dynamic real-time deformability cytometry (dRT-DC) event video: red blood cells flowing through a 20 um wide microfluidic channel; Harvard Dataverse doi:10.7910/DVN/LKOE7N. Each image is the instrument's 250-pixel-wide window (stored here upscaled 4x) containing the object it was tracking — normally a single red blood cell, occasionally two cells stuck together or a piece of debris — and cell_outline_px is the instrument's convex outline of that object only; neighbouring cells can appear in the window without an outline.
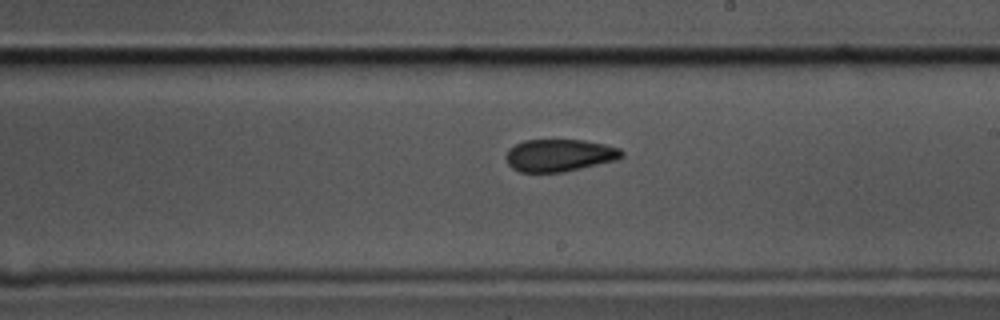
{"species": "common noctule bat (a hibernating species)", "species_latin": "Nyctalus noctula", "temperature_condition": "cold", "stored_images_in_passage": 58, "camera_frame_rate_fps": 3000, "um_per_image_px": 0.085, "animal": {"sex": "male", "body_mass_g": 17.5, "forearm_length_mm": 52.3}, "frame": {"image": 1, "passage_image": 33, "time_ms": 10.667, "image_size_px": [1000, 320], "cell_outline_px": [[624, 156], [616, 160], [564, 172], [520, 172], [512, 168], [508, 164], [504, 156], [508, 148], [524, 140], [584, 140], [604, 144], [620, 148], [624, 152]], "centroid_in_image_um": [47.53, 13.2], "position_along_channel_um": 241.5, "area_um2": 21.96}}
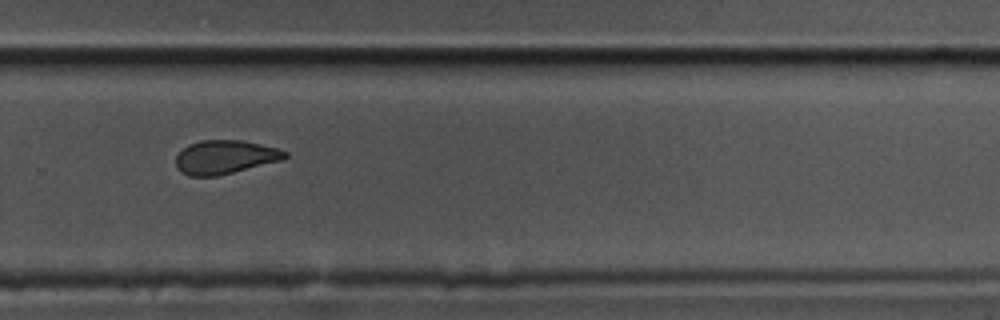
{"frame": {"image": 2, "passage_image": 39, "time_ms": 12.667, "image_size_px": [1000, 320], "cell_outline_px": [[288, 156], [280, 160], [216, 176], [188, 176], [180, 172], [176, 168], [176, 156], [188, 144], [200, 140], [240, 140], [280, 148], [288, 152]], "centroid_in_image_um": [19.1, 13.34], "position_along_channel_um": 310.7, "area_um2": 21.33}}
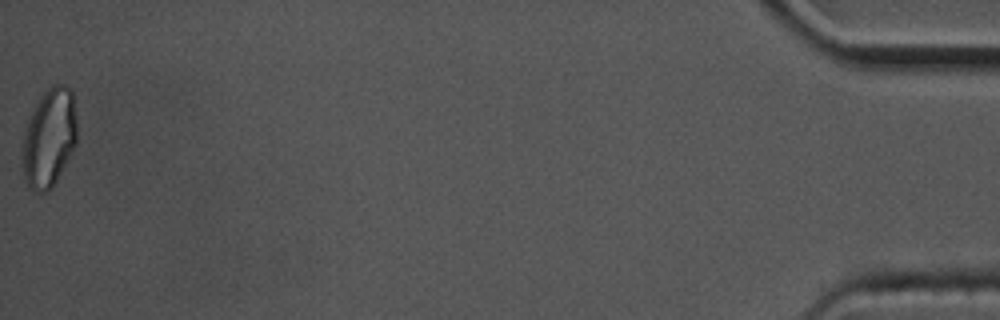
{"frame": {"image": 3, "passage_image": 58, "time_ms": 19.0, "image_size_px": [1000, 320], "cell_outline_px": [[76, 144], [72, 152], [52, 188], [48, 192], [32, 192], [28, 188], [24, 180], [20, 156], [24, 128], [32, 108], [40, 96], [52, 84], [64, 84], [72, 88], [76, 116]], "centroid_in_image_um": [4.13, 11.73], "position_along_channel_um": 431.1, "area_um2": 32.37}, "authors_computed_cell_mechanics": {"area_um2": 22.8599, "velocity_mm_per_s": 3.4606, "shape_relaxation_time_tau1_ms": null, "shape_relaxation_time_tau2_ms": 3.3998, "deformation_change_tau1": null, "deformation_change_tau2": 0.0822}}